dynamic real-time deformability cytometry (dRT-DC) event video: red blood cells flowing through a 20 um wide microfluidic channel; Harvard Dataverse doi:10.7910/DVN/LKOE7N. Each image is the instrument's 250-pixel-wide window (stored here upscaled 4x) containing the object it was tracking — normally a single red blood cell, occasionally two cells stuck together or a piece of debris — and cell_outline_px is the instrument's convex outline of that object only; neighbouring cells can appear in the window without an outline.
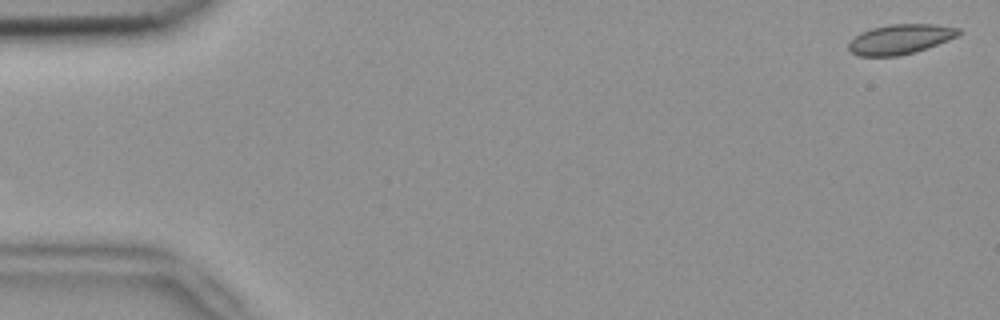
{"species": "common noctule bat (a hibernating species)", "species_latin": "Nyctalus noctula", "temperature_condition": "room temperature", "stored_images_in_passage": 9, "camera_frame_rate_fps": 3000, "um_per_image_px": 0.085, "animal": {"sex": "female", "body_mass_g": 18.4}, "frame": {"image": 1, "passage_image": 1, "time_ms": 0.0, "image_size_px": [1000, 320], "cell_outline_px": [[964, 32], [948, 40], [900, 56], [860, 56], [852, 52], [848, 48], [848, 44], [860, 32], [872, 28], [892, 24], [932, 24], [960, 28]], "centroid_in_image_um": [76.52, 3.32], "position_along_channel_um": 8.5, "area_um2": 18.84}}
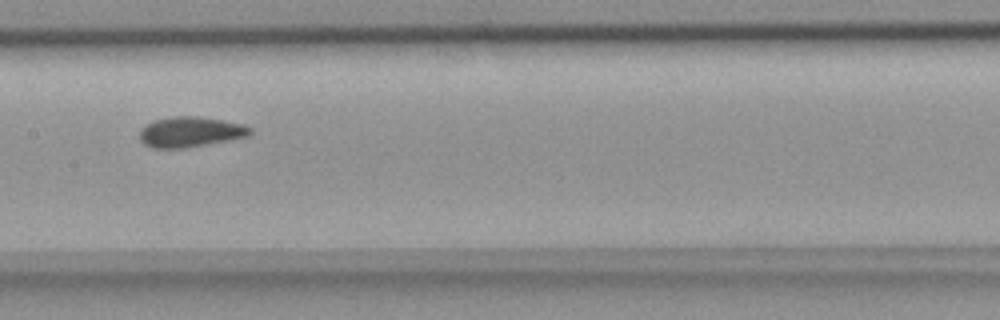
{"frame": {"image": 2, "passage_image": 7, "time_ms": 2.0, "image_size_px": [1000, 320], "cell_outline_px": [[252, 132], [248, 136], [228, 140], [184, 148], [152, 148], [144, 144], [140, 140], [140, 132], [144, 124], [156, 120], [176, 116], [196, 116], [224, 120], [244, 124], [252, 128]], "centroid_in_image_um": [16.18, 11.21], "position_along_channel_um": 191.2, "area_um2": 19.48}}
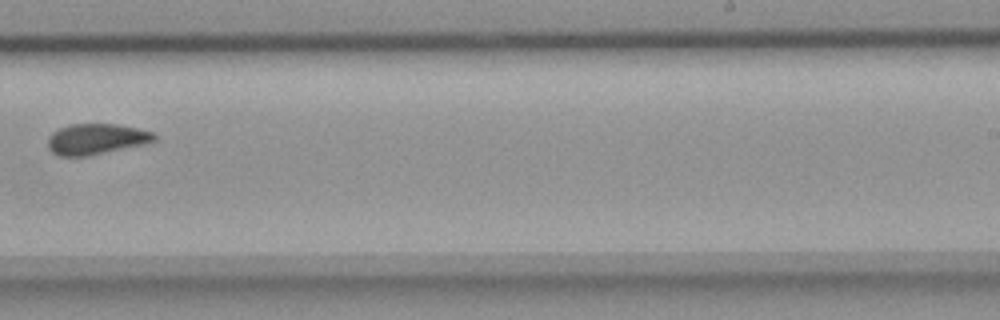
{"frame": {"image": 3, "passage_image": 9, "time_ms": 2.667, "image_size_px": [1000, 320], "cell_outline_px": [[156, 140], [144, 144], [88, 156], [56, 156], [48, 148], [48, 136], [52, 132], [68, 124], [116, 124], [136, 128], [152, 132], [156, 136]], "centroid_in_image_um": [8.13, 11.82], "position_along_channel_um": 280.9, "area_um2": 19.07}}